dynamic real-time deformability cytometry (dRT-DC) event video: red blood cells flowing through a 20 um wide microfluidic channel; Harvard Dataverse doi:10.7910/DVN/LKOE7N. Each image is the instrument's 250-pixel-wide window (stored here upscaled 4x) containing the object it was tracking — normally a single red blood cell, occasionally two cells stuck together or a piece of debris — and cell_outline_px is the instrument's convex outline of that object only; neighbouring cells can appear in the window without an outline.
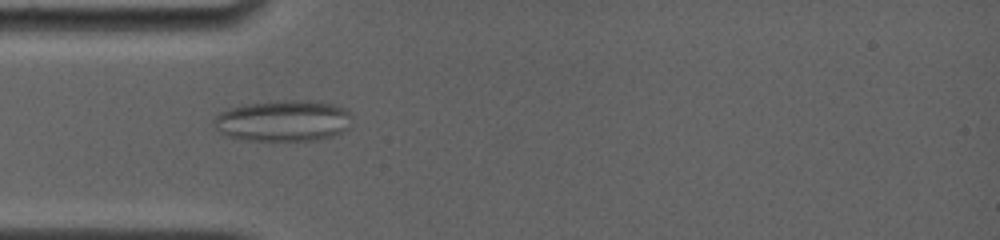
{"species": "common noctule bat (a hibernating species)", "species_latin": "Nyctalus noctula", "temperature_condition": "room temperature", "stored_images_in_passage": 41, "camera_frame_rate_fps": 4000, "um_per_image_px": 0.085, "animal": {"sex": "female", "body_mass_g": 19.0, "forearm_length_mm": 56.7}, "frame": {"image": 1, "passage_image": 13, "time_ms": 5.0, "image_size_px": [1000, 240], "cell_outline_px": [[352, 116], [348, 128], [332, 136], [316, 140], [244, 140], [224, 136], [212, 124], [212, 120], [220, 112], [232, 108], [248, 104], [280, 100], [320, 100], [344, 108]], "centroid_in_image_um": [24.07, 10.26], "position_along_channel_um": 60.9, "area_um2": 33.29}}
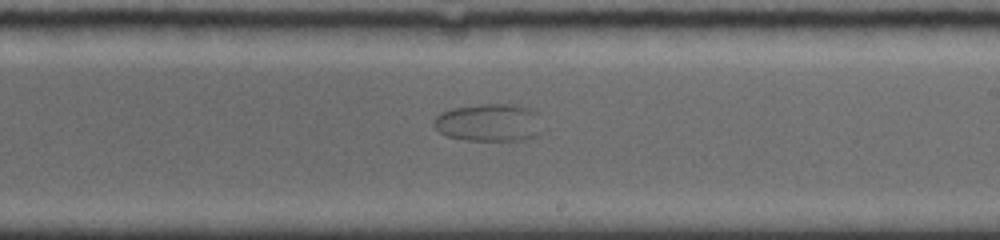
{"frame": {"image": 2, "passage_image": 24, "time_ms": 10.25, "image_size_px": [1000, 240], "cell_outline_px": [[540, 132], [536, 136], [524, 140], [464, 140], [448, 136], [440, 132], [432, 124], [432, 120], [440, 112], [452, 108], [484, 104], [516, 104], [532, 108], [536, 112]], "centroid_in_image_um": [41.53, 10.41], "position_along_channel_um": 247.5, "area_um2": 23.87}}
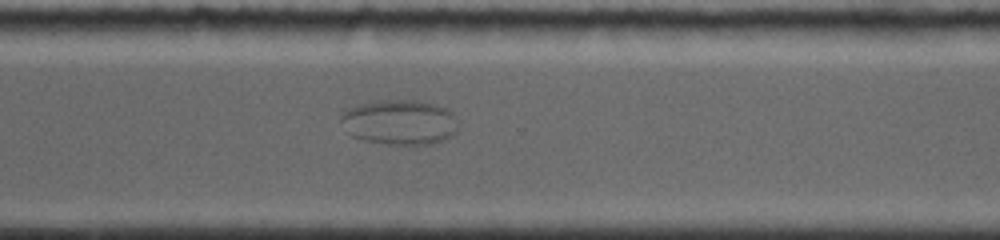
{"frame": {"image": 3, "passage_image": 30, "time_ms": 12.75, "image_size_px": [1000, 240], "cell_outline_px": [[460, 120], [456, 132], [452, 136], [444, 140], [432, 144], [384, 144], [364, 140], [352, 136], [348, 132], [340, 120], [340, 116], [344, 108], [376, 100], [416, 100], [436, 104], [448, 108]], "centroid_in_image_um": [34.0, 10.37], "position_along_channel_um": 336.6, "area_um2": 31.39}}